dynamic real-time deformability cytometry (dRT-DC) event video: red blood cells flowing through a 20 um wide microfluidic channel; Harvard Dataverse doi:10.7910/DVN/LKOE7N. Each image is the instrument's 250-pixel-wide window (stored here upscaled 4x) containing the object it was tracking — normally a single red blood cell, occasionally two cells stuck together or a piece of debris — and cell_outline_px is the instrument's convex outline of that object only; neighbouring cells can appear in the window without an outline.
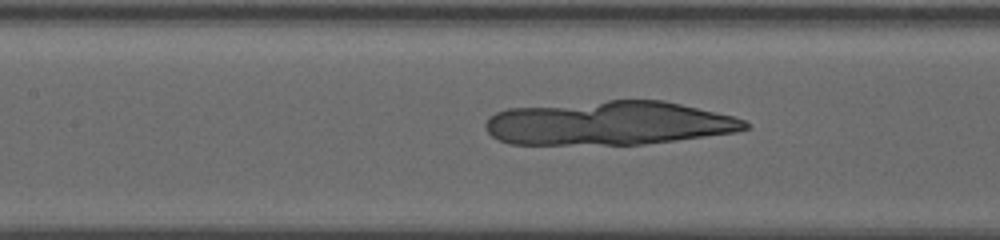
{"species": "human", "species_latin": "Homo sapiens", "temperature_condition": "warm", "stored_images_in_passage": 16, "camera_frame_rate_fps": 3000, "um_per_image_px": 0.085, "donor": {"sex": "female"}, "frame": {"image": 1, "passage_image": 12, "time_ms": 3.0, "image_size_px": [1000, 240], "cell_outline_px": [[752, 128], [736, 132], [676, 140], [644, 144], [508, 144], [492, 136], [484, 128], [484, 124], [488, 116], [496, 112], [508, 108], [608, 100], [664, 100], [716, 112], [732, 116], [744, 120], [752, 124]], "centroid_in_image_um": [51.75, 10.46], "position_along_channel_um": 155.6, "area_um2": 66.64}}